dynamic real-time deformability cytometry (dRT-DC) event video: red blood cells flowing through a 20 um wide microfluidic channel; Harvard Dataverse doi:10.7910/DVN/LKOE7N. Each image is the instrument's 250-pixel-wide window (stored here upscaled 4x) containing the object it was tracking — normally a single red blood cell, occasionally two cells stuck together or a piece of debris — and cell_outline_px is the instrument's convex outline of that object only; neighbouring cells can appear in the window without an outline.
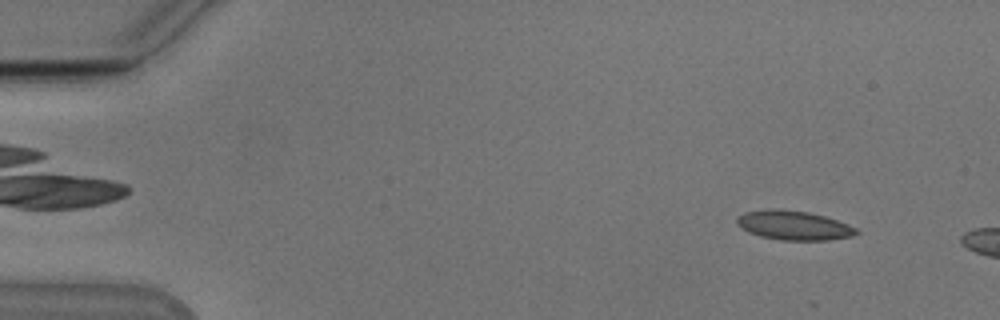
{"species": "Egyptian fruit bat (a non-hibernating species)", "species_latin": "Rousettus aegyptiacus", "temperature_condition": "cold", "stored_images_in_passage": 10, "camera_frame_rate_fps": 3000, "um_per_image_px": 0.085, "animal": {"sex": "male"}, "frame": {"image": 1, "passage_image": 5, "time_ms": 1.333, "image_size_px": [1000, 320], "cell_outline_px": [[860, 232], [852, 236], [828, 240], [780, 240], [760, 236], [748, 232], [736, 220], [744, 212], [772, 208], [780, 208], [808, 212], [824, 216], [848, 224], [856, 228]], "centroid_in_image_um": [67.5, 19.15], "position_along_channel_um": 17.5, "area_um2": 20.23}}